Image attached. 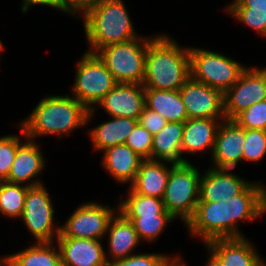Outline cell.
<instances>
[{
    "label": "cell",
    "instance_id": "9",
    "mask_svg": "<svg viewBox=\"0 0 266 266\" xmlns=\"http://www.w3.org/2000/svg\"><path fill=\"white\" fill-rule=\"evenodd\" d=\"M43 184L28 188L21 218L36 242H55L61 226H54L55 209Z\"/></svg>",
    "mask_w": 266,
    "mask_h": 266
},
{
    "label": "cell",
    "instance_id": "29",
    "mask_svg": "<svg viewBox=\"0 0 266 266\" xmlns=\"http://www.w3.org/2000/svg\"><path fill=\"white\" fill-rule=\"evenodd\" d=\"M29 186L3 181L0 186V213L8 218H21Z\"/></svg>",
    "mask_w": 266,
    "mask_h": 266
},
{
    "label": "cell",
    "instance_id": "37",
    "mask_svg": "<svg viewBox=\"0 0 266 266\" xmlns=\"http://www.w3.org/2000/svg\"><path fill=\"white\" fill-rule=\"evenodd\" d=\"M102 0H61V11L71 16L83 17L88 11L93 9Z\"/></svg>",
    "mask_w": 266,
    "mask_h": 266
},
{
    "label": "cell",
    "instance_id": "23",
    "mask_svg": "<svg viewBox=\"0 0 266 266\" xmlns=\"http://www.w3.org/2000/svg\"><path fill=\"white\" fill-rule=\"evenodd\" d=\"M184 122H168L163 129L153 135L151 159L183 164L188 162L182 157ZM186 159V160H185Z\"/></svg>",
    "mask_w": 266,
    "mask_h": 266
},
{
    "label": "cell",
    "instance_id": "31",
    "mask_svg": "<svg viewBox=\"0 0 266 266\" xmlns=\"http://www.w3.org/2000/svg\"><path fill=\"white\" fill-rule=\"evenodd\" d=\"M266 155V131L245 129V144L243 146V161L258 162Z\"/></svg>",
    "mask_w": 266,
    "mask_h": 266
},
{
    "label": "cell",
    "instance_id": "8",
    "mask_svg": "<svg viewBox=\"0 0 266 266\" xmlns=\"http://www.w3.org/2000/svg\"><path fill=\"white\" fill-rule=\"evenodd\" d=\"M76 69L72 96L89 110H97L95 105L115 87L116 80L99 56L87 50L78 61Z\"/></svg>",
    "mask_w": 266,
    "mask_h": 266
},
{
    "label": "cell",
    "instance_id": "24",
    "mask_svg": "<svg viewBox=\"0 0 266 266\" xmlns=\"http://www.w3.org/2000/svg\"><path fill=\"white\" fill-rule=\"evenodd\" d=\"M53 243L35 242L20 252L0 258V263L3 266H62L59 246Z\"/></svg>",
    "mask_w": 266,
    "mask_h": 266
},
{
    "label": "cell",
    "instance_id": "22",
    "mask_svg": "<svg viewBox=\"0 0 266 266\" xmlns=\"http://www.w3.org/2000/svg\"><path fill=\"white\" fill-rule=\"evenodd\" d=\"M101 165L120 184H132L143 160L126 144H119L103 151Z\"/></svg>",
    "mask_w": 266,
    "mask_h": 266
},
{
    "label": "cell",
    "instance_id": "2",
    "mask_svg": "<svg viewBox=\"0 0 266 266\" xmlns=\"http://www.w3.org/2000/svg\"><path fill=\"white\" fill-rule=\"evenodd\" d=\"M27 118L19 125L28 139L56 135L60 139L77 128L88 125L95 116V109H88L73 96L50 95L41 99Z\"/></svg>",
    "mask_w": 266,
    "mask_h": 266
},
{
    "label": "cell",
    "instance_id": "40",
    "mask_svg": "<svg viewBox=\"0 0 266 266\" xmlns=\"http://www.w3.org/2000/svg\"><path fill=\"white\" fill-rule=\"evenodd\" d=\"M169 266H185L181 258H176Z\"/></svg>",
    "mask_w": 266,
    "mask_h": 266
},
{
    "label": "cell",
    "instance_id": "36",
    "mask_svg": "<svg viewBox=\"0 0 266 266\" xmlns=\"http://www.w3.org/2000/svg\"><path fill=\"white\" fill-rule=\"evenodd\" d=\"M138 122L146 128L152 135L158 133L168 121L163 118L159 113L144 107L139 116Z\"/></svg>",
    "mask_w": 266,
    "mask_h": 266
},
{
    "label": "cell",
    "instance_id": "12",
    "mask_svg": "<svg viewBox=\"0 0 266 266\" xmlns=\"http://www.w3.org/2000/svg\"><path fill=\"white\" fill-rule=\"evenodd\" d=\"M188 119H226L223 93L191 77L179 89Z\"/></svg>",
    "mask_w": 266,
    "mask_h": 266
},
{
    "label": "cell",
    "instance_id": "4",
    "mask_svg": "<svg viewBox=\"0 0 266 266\" xmlns=\"http://www.w3.org/2000/svg\"><path fill=\"white\" fill-rule=\"evenodd\" d=\"M82 18L88 52L140 37L123 0H102Z\"/></svg>",
    "mask_w": 266,
    "mask_h": 266
},
{
    "label": "cell",
    "instance_id": "18",
    "mask_svg": "<svg viewBox=\"0 0 266 266\" xmlns=\"http://www.w3.org/2000/svg\"><path fill=\"white\" fill-rule=\"evenodd\" d=\"M204 245L221 260L224 266H266V262L245 236L218 238Z\"/></svg>",
    "mask_w": 266,
    "mask_h": 266
},
{
    "label": "cell",
    "instance_id": "19",
    "mask_svg": "<svg viewBox=\"0 0 266 266\" xmlns=\"http://www.w3.org/2000/svg\"><path fill=\"white\" fill-rule=\"evenodd\" d=\"M117 211L111 218L106 236L108 234V253L105 252L107 262L124 259L132 254L133 250L142 242L133 224L121 213ZM109 258H108V256Z\"/></svg>",
    "mask_w": 266,
    "mask_h": 266
},
{
    "label": "cell",
    "instance_id": "30",
    "mask_svg": "<svg viewBox=\"0 0 266 266\" xmlns=\"http://www.w3.org/2000/svg\"><path fill=\"white\" fill-rule=\"evenodd\" d=\"M134 226L141 241L154 242L160 237L166 225L175 218L171 214H155L154 216H125Z\"/></svg>",
    "mask_w": 266,
    "mask_h": 266
},
{
    "label": "cell",
    "instance_id": "10",
    "mask_svg": "<svg viewBox=\"0 0 266 266\" xmlns=\"http://www.w3.org/2000/svg\"><path fill=\"white\" fill-rule=\"evenodd\" d=\"M224 116L233 120L253 104L266 100V66L247 67L238 80L223 94Z\"/></svg>",
    "mask_w": 266,
    "mask_h": 266
},
{
    "label": "cell",
    "instance_id": "16",
    "mask_svg": "<svg viewBox=\"0 0 266 266\" xmlns=\"http://www.w3.org/2000/svg\"><path fill=\"white\" fill-rule=\"evenodd\" d=\"M18 126L21 129V135L23 134L22 136L25 138V141L17 147L14 163L5 181L23 184L29 187L42 184L43 182L34 178L36 177L37 179V176L42 173L46 159H44L37 142L28 139L23 128L19 124Z\"/></svg>",
    "mask_w": 266,
    "mask_h": 266
},
{
    "label": "cell",
    "instance_id": "15",
    "mask_svg": "<svg viewBox=\"0 0 266 266\" xmlns=\"http://www.w3.org/2000/svg\"><path fill=\"white\" fill-rule=\"evenodd\" d=\"M232 169H219L211 166L200 177L199 201H227L238 195L251 181L244 180L231 172Z\"/></svg>",
    "mask_w": 266,
    "mask_h": 266
},
{
    "label": "cell",
    "instance_id": "34",
    "mask_svg": "<svg viewBox=\"0 0 266 266\" xmlns=\"http://www.w3.org/2000/svg\"><path fill=\"white\" fill-rule=\"evenodd\" d=\"M22 139L16 134L0 137V178L4 181L8 178L17 147L22 143Z\"/></svg>",
    "mask_w": 266,
    "mask_h": 266
},
{
    "label": "cell",
    "instance_id": "27",
    "mask_svg": "<svg viewBox=\"0 0 266 266\" xmlns=\"http://www.w3.org/2000/svg\"><path fill=\"white\" fill-rule=\"evenodd\" d=\"M225 11L266 38V0H234Z\"/></svg>",
    "mask_w": 266,
    "mask_h": 266
},
{
    "label": "cell",
    "instance_id": "42",
    "mask_svg": "<svg viewBox=\"0 0 266 266\" xmlns=\"http://www.w3.org/2000/svg\"><path fill=\"white\" fill-rule=\"evenodd\" d=\"M3 181H4V180H2V179L0 178V186H1V184H2Z\"/></svg>",
    "mask_w": 266,
    "mask_h": 266
},
{
    "label": "cell",
    "instance_id": "7",
    "mask_svg": "<svg viewBox=\"0 0 266 266\" xmlns=\"http://www.w3.org/2000/svg\"><path fill=\"white\" fill-rule=\"evenodd\" d=\"M190 77L220 90L223 94L247 68L233 58L207 49L189 47Z\"/></svg>",
    "mask_w": 266,
    "mask_h": 266
},
{
    "label": "cell",
    "instance_id": "25",
    "mask_svg": "<svg viewBox=\"0 0 266 266\" xmlns=\"http://www.w3.org/2000/svg\"><path fill=\"white\" fill-rule=\"evenodd\" d=\"M109 121L103 122L89 130L94 151H105L119 144H125L128 135L132 132L137 119L126 117H110Z\"/></svg>",
    "mask_w": 266,
    "mask_h": 266
},
{
    "label": "cell",
    "instance_id": "17",
    "mask_svg": "<svg viewBox=\"0 0 266 266\" xmlns=\"http://www.w3.org/2000/svg\"><path fill=\"white\" fill-rule=\"evenodd\" d=\"M62 266H108L100 240L57 237Z\"/></svg>",
    "mask_w": 266,
    "mask_h": 266
},
{
    "label": "cell",
    "instance_id": "13",
    "mask_svg": "<svg viewBox=\"0 0 266 266\" xmlns=\"http://www.w3.org/2000/svg\"><path fill=\"white\" fill-rule=\"evenodd\" d=\"M245 129L234 120H223L218 128L212 160L214 168L234 169L243 161Z\"/></svg>",
    "mask_w": 266,
    "mask_h": 266
},
{
    "label": "cell",
    "instance_id": "26",
    "mask_svg": "<svg viewBox=\"0 0 266 266\" xmlns=\"http://www.w3.org/2000/svg\"><path fill=\"white\" fill-rule=\"evenodd\" d=\"M145 106L168 122H185L188 119L179 90L145 88Z\"/></svg>",
    "mask_w": 266,
    "mask_h": 266
},
{
    "label": "cell",
    "instance_id": "3",
    "mask_svg": "<svg viewBox=\"0 0 266 266\" xmlns=\"http://www.w3.org/2000/svg\"><path fill=\"white\" fill-rule=\"evenodd\" d=\"M189 78V47L167 34L155 35L147 46L144 88L179 90Z\"/></svg>",
    "mask_w": 266,
    "mask_h": 266
},
{
    "label": "cell",
    "instance_id": "14",
    "mask_svg": "<svg viewBox=\"0 0 266 266\" xmlns=\"http://www.w3.org/2000/svg\"><path fill=\"white\" fill-rule=\"evenodd\" d=\"M109 117L139 119L145 107V88L143 84L117 83L97 104Z\"/></svg>",
    "mask_w": 266,
    "mask_h": 266
},
{
    "label": "cell",
    "instance_id": "32",
    "mask_svg": "<svg viewBox=\"0 0 266 266\" xmlns=\"http://www.w3.org/2000/svg\"><path fill=\"white\" fill-rule=\"evenodd\" d=\"M176 258L181 256L164 255V253H138L127 258L115 260L108 263V266H169Z\"/></svg>",
    "mask_w": 266,
    "mask_h": 266
},
{
    "label": "cell",
    "instance_id": "38",
    "mask_svg": "<svg viewBox=\"0 0 266 266\" xmlns=\"http://www.w3.org/2000/svg\"><path fill=\"white\" fill-rule=\"evenodd\" d=\"M22 4L21 10L24 13L29 11L30 7L34 5L48 6L61 11V0H23Z\"/></svg>",
    "mask_w": 266,
    "mask_h": 266
},
{
    "label": "cell",
    "instance_id": "5",
    "mask_svg": "<svg viewBox=\"0 0 266 266\" xmlns=\"http://www.w3.org/2000/svg\"><path fill=\"white\" fill-rule=\"evenodd\" d=\"M154 37L141 36L128 42L108 45L99 49L96 54L117 83L142 84L147 46Z\"/></svg>",
    "mask_w": 266,
    "mask_h": 266
},
{
    "label": "cell",
    "instance_id": "41",
    "mask_svg": "<svg viewBox=\"0 0 266 266\" xmlns=\"http://www.w3.org/2000/svg\"><path fill=\"white\" fill-rule=\"evenodd\" d=\"M3 49H4V45H3V43L0 40V52L3 51Z\"/></svg>",
    "mask_w": 266,
    "mask_h": 266
},
{
    "label": "cell",
    "instance_id": "35",
    "mask_svg": "<svg viewBox=\"0 0 266 266\" xmlns=\"http://www.w3.org/2000/svg\"><path fill=\"white\" fill-rule=\"evenodd\" d=\"M152 141L153 135L138 122L125 144L142 159H151Z\"/></svg>",
    "mask_w": 266,
    "mask_h": 266
},
{
    "label": "cell",
    "instance_id": "1",
    "mask_svg": "<svg viewBox=\"0 0 266 266\" xmlns=\"http://www.w3.org/2000/svg\"><path fill=\"white\" fill-rule=\"evenodd\" d=\"M266 214V187L250 182L238 195L227 201L198 202L193 217L186 226L190 235L203 244L218 238L244 237L237 224L253 221Z\"/></svg>",
    "mask_w": 266,
    "mask_h": 266
},
{
    "label": "cell",
    "instance_id": "28",
    "mask_svg": "<svg viewBox=\"0 0 266 266\" xmlns=\"http://www.w3.org/2000/svg\"><path fill=\"white\" fill-rule=\"evenodd\" d=\"M128 196L121 197L118 211L124 216H154L155 214H170L166 211L163 199L135 193L131 188Z\"/></svg>",
    "mask_w": 266,
    "mask_h": 266
},
{
    "label": "cell",
    "instance_id": "33",
    "mask_svg": "<svg viewBox=\"0 0 266 266\" xmlns=\"http://www.w3.org/2000/svg\"><path fill=\"white\" fill-rule=\"evenodd\" d=\"M244 129L266 131V100L253 104L233 119Z\"/></svg>",
    "mask_w": 266,
    "mask_h": 266
},
{
    "label": "cell",
    "instance_id": "6",
    "mask_svg": "<svg viewBox=\"0 0 266 266\" xmlns=\"http://www.w3.org/2000/svg\"><path fill=\"white\" fill-rule=\"evenodd\" d=\"M200 174L189 161L174 164L170 169L163 202L166 211L175 219L180 217L185 225L193 217L199 201Z\"/></svg>",
    "mask_w": 266,
    "mask_h": 266
},
{
    "label": "cell",
    "instance_id": "11",
    "mask_svg": "<svg viewBox=\"0 0 266 266\" xmlns=\"http://www.w3.org/2000/svg\"><path fill=\"white\" fill-rule=\"evenodd\" d=\"M113 207L95 202H86L69 216L61 225L58 237L102 240L106 236L108 224L115 215Z\"/></svg>",
    "mask_w": 266,
    "mask_h": 266
},
{
    "label": "cell",
    "instance_id": "20",
    "mask_svg": "<svg viewBox=\"0 0 266 266\" xmlns=\"http://www.w3.org/2000/svg\"><path fill=\"white\" fill-rule=\"evenodd\" d=\"M171 164L169 167L167 164ZM173 163L143 159L134 182L129 186L135 193L163 199Z\"/></svg>",
    "mask_w": 266,
    "mask_h": 266
},
{
    "label": "cell",
    "instance_id": "39",
    "mask_svg": "<svg viewBox=\"0 0 266 266\" xmlns=\"http://www.w3.org/2000/svg\"><path fill=\"white\" fill-rule=\"evenodd\" d=\"M207 251L209 257L205 266H224L221 260L210 249L207 248Z\"/></svg>",
    "mask_w": 266,
    "mask_h": 266
},
{
    "label": "cell",
    "instance_id": "21",
    "mask_svg": "<svg viewBox=\"0 0 266 266\" xmlns=\"http://www.w3.org/2000/svg\"><path fill=\"white\" fill-rule=\"evenodd\" d=\"M225 119L194 118L184 122L183 141L181 144L182 155L204 153L214 150L216 134L220 123Z\"/></svg>",
    "mask_w": 266,
    "mask_h": 266
}]
</instances>
